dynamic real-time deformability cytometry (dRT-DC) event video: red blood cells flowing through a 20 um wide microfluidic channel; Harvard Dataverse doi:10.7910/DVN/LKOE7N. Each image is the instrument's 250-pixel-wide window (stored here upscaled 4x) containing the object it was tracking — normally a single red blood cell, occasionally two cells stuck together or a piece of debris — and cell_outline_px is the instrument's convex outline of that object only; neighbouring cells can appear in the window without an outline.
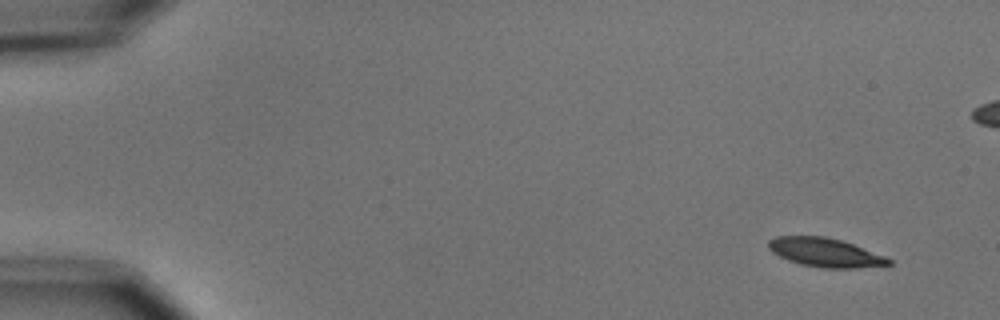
{"species": "common noctule bat (a hibernating species)", "species_latin": "Nyctalus noctula", "temperature_condition": "cold", "stored_images_in_passage": 4, "camera_frame_rate_fps": 3000, "um_per_image_px": 0.085, "animal": {"sex": "male", "body_mass_g": 15.6}, "frame": {"image": 1, "passage_image": 1, "time_ms": 0.0, "image_size_px": [1000, 320], "cell_outline_px": [[892, 264], [856, 268], [820, 268], [800, 264], [788, 260], [772, 252], [768, 248], [768, 240], [776, 236], [824, 236], [840, 240], [852, 244], [884, 256], [892, 260]], "centroid_in_image_um": [70.1, 21.46], "position_along_channel_um": 14.9, "area_um2": 20.06}}
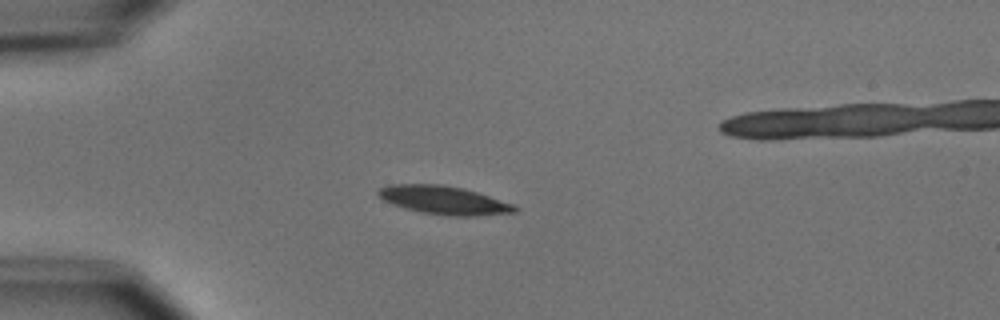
{"frame": {"image": 2, "passage_image": 4, "time_ms": 3.667, "image_size_px": [1000, 320], "cell_outline_px": [[520, 208], [516, 212], [480, 216], [452, 216], [424, 212], [404, 208], [392, 204], [384, 200], [376, 192], [380, 188], [388, 184], [440, 184], [464, 188], [512, 204]], "centroid_in_image_um": [37.73, 17.01], "position_along_channel_um": 47.3, "area_um2": 22.43}}